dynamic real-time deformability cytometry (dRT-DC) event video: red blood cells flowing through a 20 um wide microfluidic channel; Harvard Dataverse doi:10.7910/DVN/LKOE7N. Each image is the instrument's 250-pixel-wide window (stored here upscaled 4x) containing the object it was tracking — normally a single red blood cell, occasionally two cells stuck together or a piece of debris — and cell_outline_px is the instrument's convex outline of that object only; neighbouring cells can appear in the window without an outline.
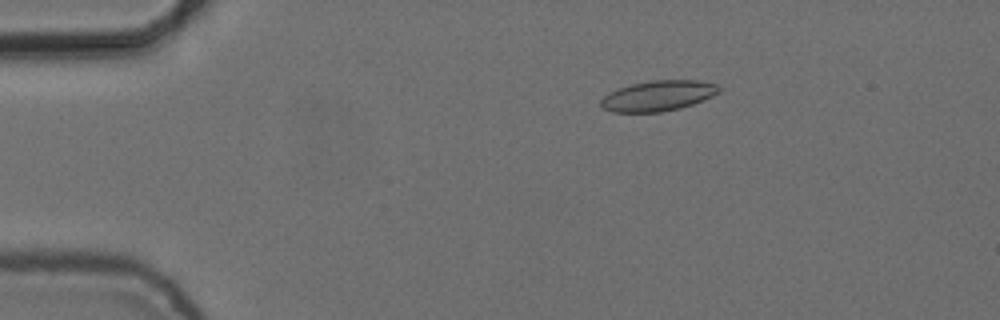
{"species": "common noctule bat (a hibernating species)", "species_latin": "Nyctalus noctula", "temperature_condition": "cold", "stored_images_in_passage": 55, "camera_frame_rate_fps": 3000, "um_per_image_px": 0.085, "animal": {"sex": "female", "body_mass_g": 24.6, "forearm_length_mm": 56.2}, "frame": {"image": 1, "passage_image": 10, "time_ms": 3.0, "image_size_px": [1000, 320], "cell_outline_px": [[720, 92], [712, 96], [692, 104], [680, 108], [660, 112], [612, 112], [604, 108], [600, 104], [600, 100], [604, 96], [620, 88], [632, 84], [652, 80], [696, 80], [716, 84], [720, 88]], "centroid_in_image_um": [55.95, 8.14], "position_along_channel_um": 29.1, "area_um2": 20.69}}
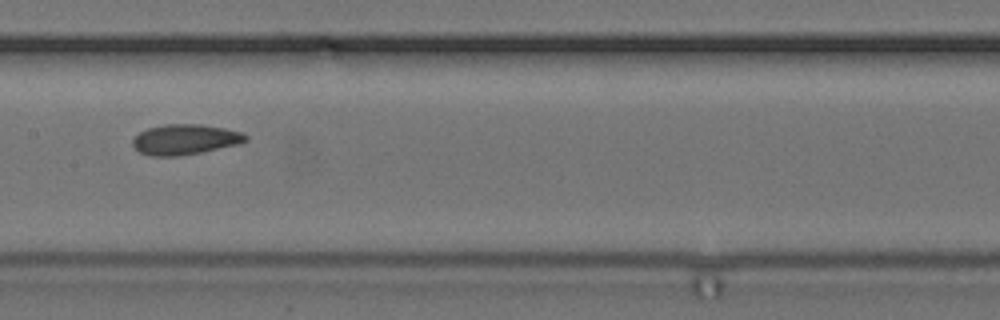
{"frame": {"image": 2, "passage_image": 28, "time_ms": 9.0, "image_size_px": [1000, 320], "cell_outline_px": [[248, 140], [240, 144], [180, 156], [148, 156], [140, 152], [132, 144], [132, 140], [140, 132], [148, 128], [164, 124], [200, 124], [224, 128], [240, 132], [248, 136]], "centroid_in_image_um": [15.73, 11.85], "position_along_channel_um": 191.7, "area_um2": 19.94}}
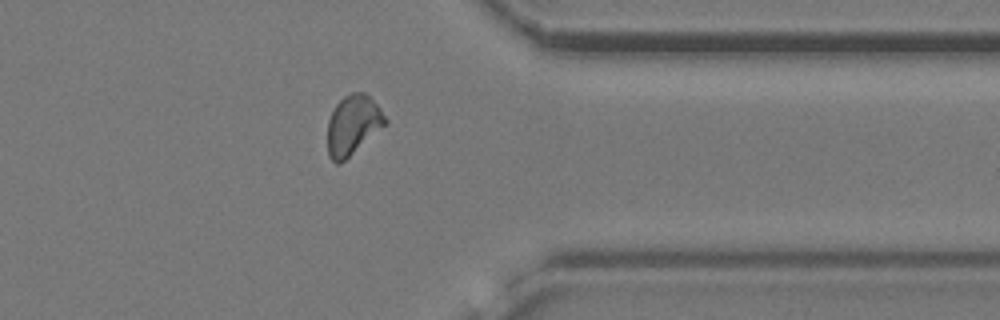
{"frame": {"image": 3, "passage_image": 44, "time_ms": 14.333, "image_size_px": [1000, 320], "cell_outline_px": [[388, 124], [340, 164], [336, 164], [328, 156], [328, 120], [336, 104], [344, 96], [352, 92], [364, 92], [380, 108], [388, 120]], "centroid_in_image_um": [30.01, 10.64], "position_along_channel_um": 381.4, "area_um2": 20.11}, "authors_computed_cell_mechanics": {"area_um2": 19.941, "velocity_mm_per_s": 3.7233, "shape_relaxation_time_tau1_ms": 3.058, "shape_relaxation_time_tau2_ms": 2.3912, "deformation_change_tau1": 0.0795, "deformation_change_tau2": 0.0679}}